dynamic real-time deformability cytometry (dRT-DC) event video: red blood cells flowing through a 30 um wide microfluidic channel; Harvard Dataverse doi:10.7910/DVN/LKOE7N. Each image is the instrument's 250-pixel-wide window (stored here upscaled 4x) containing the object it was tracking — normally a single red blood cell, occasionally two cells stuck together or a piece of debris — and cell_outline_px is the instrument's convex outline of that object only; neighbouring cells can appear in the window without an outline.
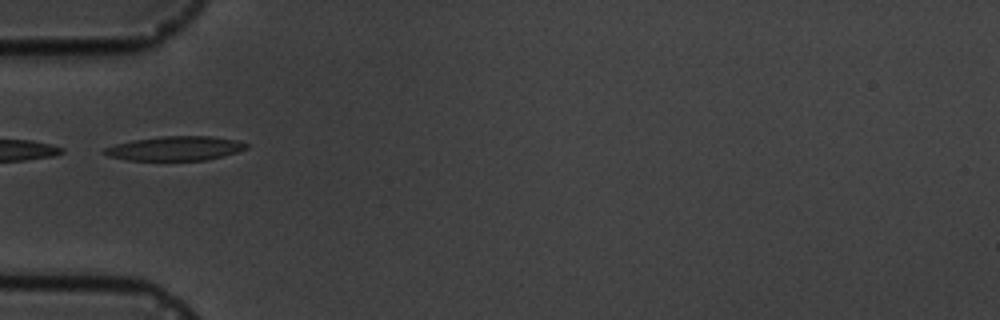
{"species": "common noctule bat (a hibernating species)", "species_latin": "Nyctalus noctula", "temperature_condition": "cold", "stored_images_in_passage": 11, "camera_frame_rate_fps": 3000, "um_per_image_px": 0.085, "animal": {"sex": "male", "body_mass_g": 19.5, "forearm_length_mm": 54.6}, "frame": {"image": 1, "passage_image": 5, "time_ms": 4.667, "image_size_px": [1000, 320], "cell_outline_px": [[248, 148], [224, 156], [204, 160], [128, 160], [108, 156], [100, 152], [104, 148], [116, 144], [132, 140], [160, 136], [212, 136], [236, 140], [248, 144]], "centroid_in_image_um": [14.87, 12.61], "position_along_channel_um": 70.1, "area_um2": 20.11}}
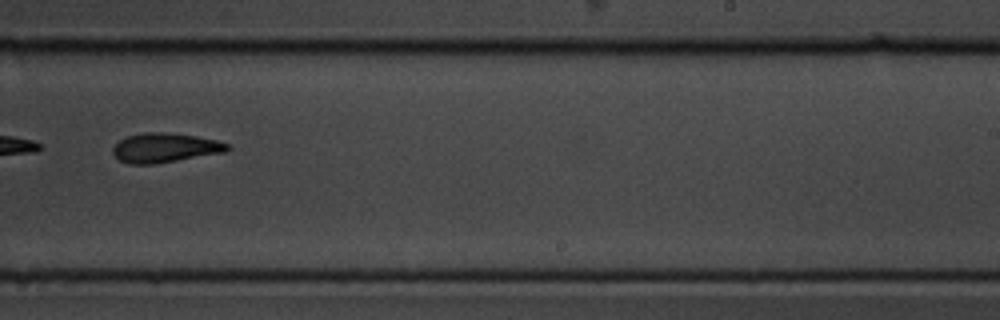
{"frame": {"image": 2, "passage_image": 10, "time_ms": 10.333, "image_size_px": [1000, 320], "cell_outline_px": [[232, 148], [224, 152], [156, 164], [128, 164], [120, 160], [112, 152], [112, 148], [120, 140], [128, 136], [144, 132], [164, 132], [196, 136], [216, 140], [228, 144]], "centroid_in_image_um": [14.02, 12.56], "position_along_channel_um": 275.0, "area_um2": 19.54}}
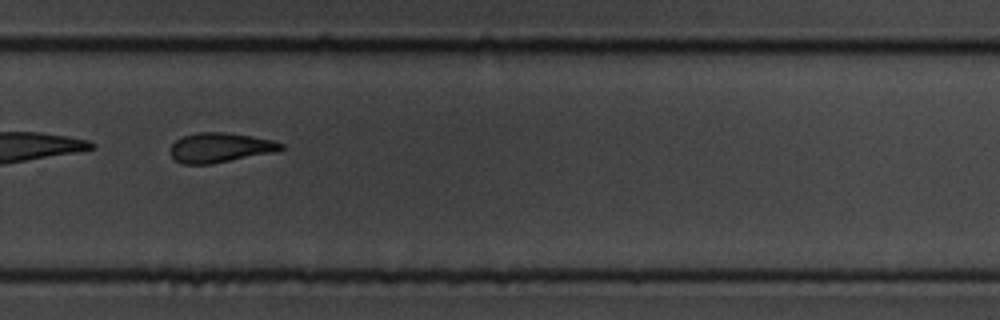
{"frame": {"image": 3, "passage_image": 11, "time_ms": 11.333, "image_size_px": [1000, 320], "cell_outline_px": [[284, 148], [280, 152], [212, 164], [180, 164], [168, 152], [168, 148], [176, 140], [184, 136], [196, 132], [224, 132], [252, 136], [272, 140], [284, 144]], "centroid_in_image_um": [18.73, 12.56], "position_along_channel_um": 311.1, "area_um2": 19.59}}